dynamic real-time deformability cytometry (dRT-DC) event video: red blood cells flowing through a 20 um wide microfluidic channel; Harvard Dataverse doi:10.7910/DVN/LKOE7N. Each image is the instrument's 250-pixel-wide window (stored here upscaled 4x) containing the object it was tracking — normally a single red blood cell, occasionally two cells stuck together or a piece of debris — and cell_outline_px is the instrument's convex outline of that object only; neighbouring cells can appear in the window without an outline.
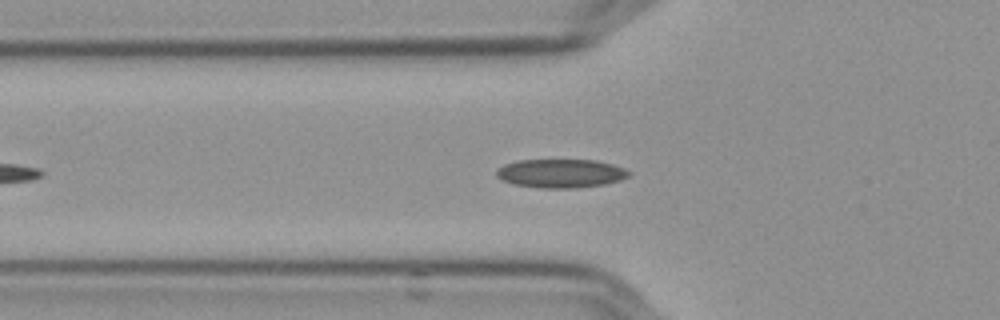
{"species": "Egyptian fruit bat (a non-hibernating species)", "species_latin": "Rousettus aegyptiacus", "temperature_condition": "cold", "stored_images_in_passage": 28, "camera_frame_rate_fps": 3000, "um_per_image_px": 0.085, "frame": {"image": 1, "passage_image": 9, "time_ms": 2.667, "image_size_px": [1000, 320], "cell_outline_px": [[628, 176], [620, 180], [604, 184], [576, 188], [544, 188], [512, 184], [496, 176], [496, 172], [504, 164], [516, 160], [596, 160], [612, 164], [624, 168], [628, 172]], "centroid_in_image_um": [47.65, 14.73], "position_along_channel_um": 78.2, "area_um2": 21.96}}
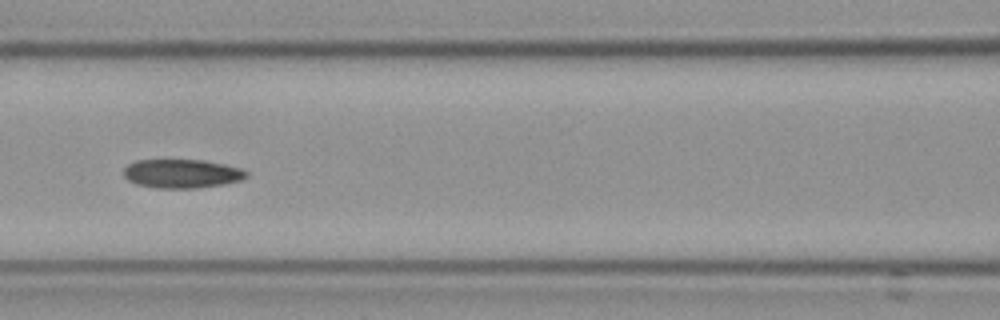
{"frame": {"image": 2, "passage_image": 15, "time_ms": 4.667, "image_size_px": [1000, 320], "cell_outline_px": [[248, 176], [240, 180], [224, 184], [196, 188], [156, 188], [136, 184], [128, 180], [124, 176], [124, 168], [128, 164], [136, 160], [204, 160], [224, 164], [240, 168], [248, 172]], "centroid_in_image_um": [15.45, 14.76], "position_along_channel_um": 151.2, "area_um2": 20.63}}
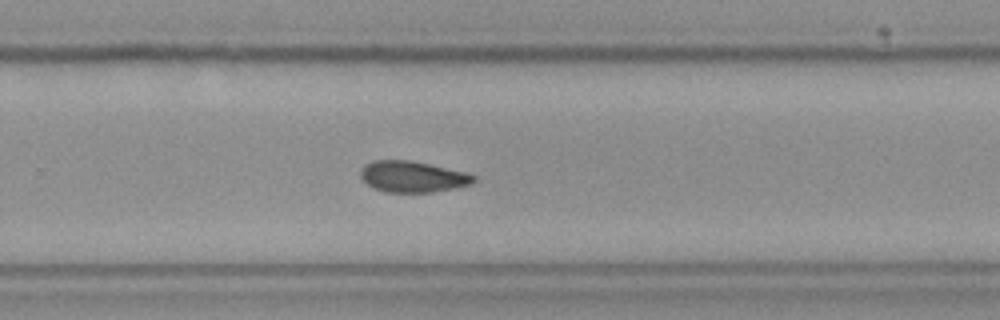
{"frame": {"image": 3, "passage_image": 27, "time_ms": 8.667, "image_size_px": [1000, 320], "cell_outline_px": [[476, 180], [472, 184], [456, 188], [432, 192], [388, 192], [376, 188], [368, 184], [360, 176], [360, 168], [364, 164], [372, 160], [408, 160], [468, 172], [476, 176]], "centroid_in_image_um": [35.1, 15.01], "position_along_channel_um": 294.7, "area_um2": 20.58}}